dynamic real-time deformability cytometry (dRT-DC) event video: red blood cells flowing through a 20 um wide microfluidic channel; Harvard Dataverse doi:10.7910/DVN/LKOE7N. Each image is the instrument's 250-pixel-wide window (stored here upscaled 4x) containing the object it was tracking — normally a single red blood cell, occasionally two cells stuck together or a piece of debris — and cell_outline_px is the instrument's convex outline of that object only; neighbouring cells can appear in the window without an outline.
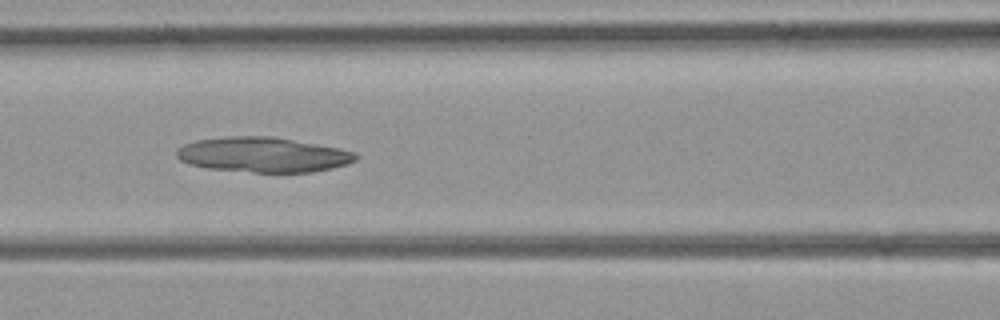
{"species": "common noctule bat (a hibernating species)", "species_latin": "Nyctalus noctula", "temperature_condition": "room temperature", "stored_images_in_passage": 46, "camera_frame_rate_fps": 3000, "um_per_image_px": 0.085, "animal": {"sex": "female", "body_mass_g": 21.9}, "frame": {"image": 1, "passage_image": 21, "time_ms": 6.667, "image_size_px": [1000, 320], "cell_outline_px": [[360, 156], [356, 160], [348, 164], [332, 168], [312, 172], [252, 172], [208, 168], [188, 164], [180, 160], [176, 156], [176, 148], [184, 144], [196, 140], [228, 136], [272, 136], [340, 148], [356, 152]], "centroid_in_image_um": [22.37, 13.15], "position_along_channel_um": 144.2, "area_um2": 36.76}}
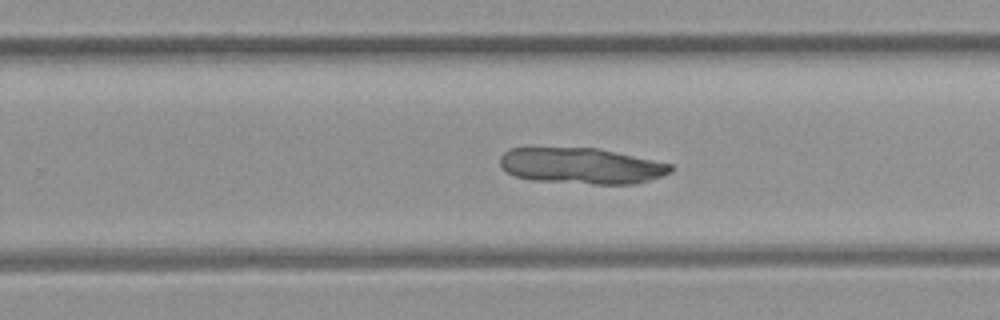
{"frame": {"image": 2, "passage_image": 31, "time_ms": 10.0, "image_size_px": [1000, 320], "cell_outline_px": [[676, 168], [672, 172], [636, 184], [592, 184], [532, 180], [516, 176], [508, 172], [500, 164], [500, 156], [508, 148], [528, 144], [596, 148], [672, 164]], "centroid_in_image_um": [49.32, 14.04], "position_along_channel_um": 280.5, "area_um2": 36.88}}
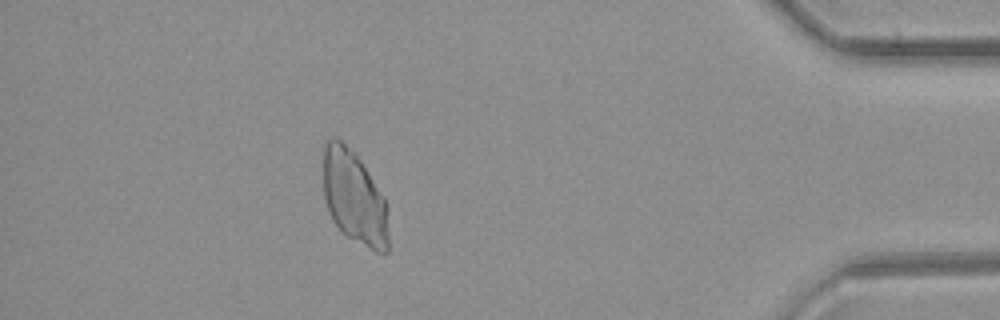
{"frame": {"image": 3, "passage_image": 44, "time_ms": 14.333, "image_size_px": [1000, 320], "cell_outline_px": [[388, 252], [376, 252], [348, 236], [332, 220], [328, 212], [324, 196], [324, 140], [336, 136], [356, 152], [384, 196], [388, 236]], "centroid_in_image_um": [30.09, 16.71], "position_along_channel_um": 405.1, "area_um2": 35.49}}